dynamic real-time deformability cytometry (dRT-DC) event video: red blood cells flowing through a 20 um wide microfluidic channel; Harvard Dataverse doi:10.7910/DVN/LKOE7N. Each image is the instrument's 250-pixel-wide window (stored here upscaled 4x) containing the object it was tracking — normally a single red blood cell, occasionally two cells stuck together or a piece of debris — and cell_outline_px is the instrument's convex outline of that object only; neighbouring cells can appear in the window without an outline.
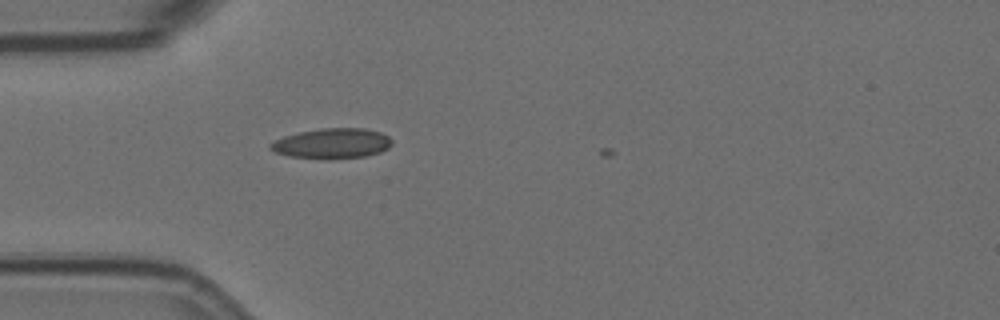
{"species": "Egyptian fruit bat (a non-hibernating species)", "species_latin": "Rousettus aegyptiacus", "temperature_condition": "room temperature", "stored_images_in_passage": 6, "camera_frame_rate_fps": 3000, "um_per_image_px": 0.085, "animal": {"sex": "female"}, "frame": {"image": 1, "passage_image": 5, "time_ms": 1.333, "image_size_px": [1000, 320], "cell_outline_px": [[392, 144], [388, 148], [380, 152], [364, 156], [288, 156], [276, 152], [268, 148], [268, 144], [284, 136], [300, 132], [320, 128], [364, 128], [380, 132], [388, 136], [392, 140]], "centroid_in_image_um": [28.24, 12.14], "position_along_channel_um": 56.8, "area_um2": 20.46}}